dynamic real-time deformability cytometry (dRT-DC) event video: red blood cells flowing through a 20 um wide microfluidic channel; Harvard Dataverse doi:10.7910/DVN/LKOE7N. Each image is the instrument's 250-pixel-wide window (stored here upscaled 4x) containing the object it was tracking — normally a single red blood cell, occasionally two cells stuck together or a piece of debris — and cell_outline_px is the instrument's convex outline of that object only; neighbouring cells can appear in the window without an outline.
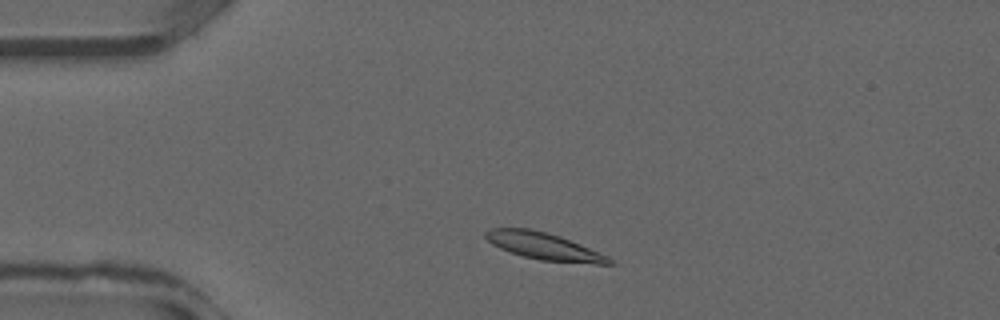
{"species": "common noctule bat (a hibernating species)", "species_latin": "Nyctalus noctula", "temperature_condition": "warm", "stored_images_in_passage": 30, "camera_frame_rate_fps": 3000, "um_per_image_px": 0.085, "animal": {"sex": "male", "forearm_length_mm": 52.5}, "frame": {"image": 1, "passage_image": 2, "time_ms": 0.333, "image_size_px": [1000, 320], "cell_outline_px": [[616, 264], [596, 264], [540, 260], [524, 256], [500, 248], [492, 244], [484, 236], [484, 232], [488, 228], [528, 228], [548, 232], [560, 236], [600, 252], [608, 256]], "centroid_in_image_um": [46.24, 20.92], "position_along_channel_um": 38.8, "area_um2": 19.48}}
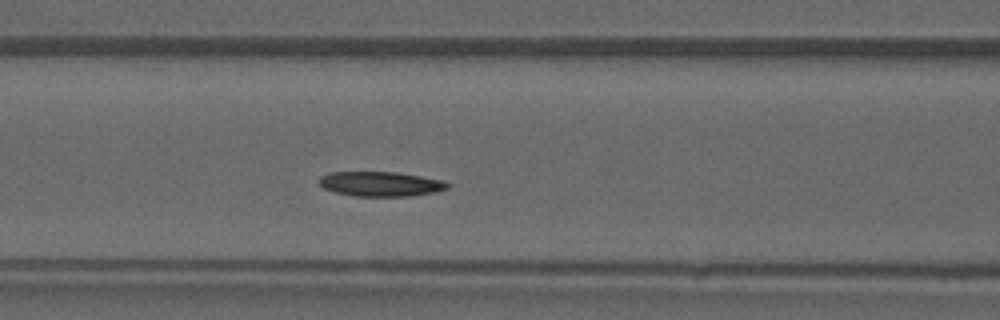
{"frame": {"image": 2, "passage_image": 9, "time_ms": 2.667, "image_size_px": [1000, 320], "cell_outline_px": [[448, 188], [436, 192], [412, 196], [352, 196], [336, 192], [324, 188], [316, 180], [320, 176], [328, 172], [396, 172], [444, 180], [448, 184]], "centroid_in_image_um": [32.32, 15.63], "position_along_channel_um": 134.3, "area_um2": 18.61}}
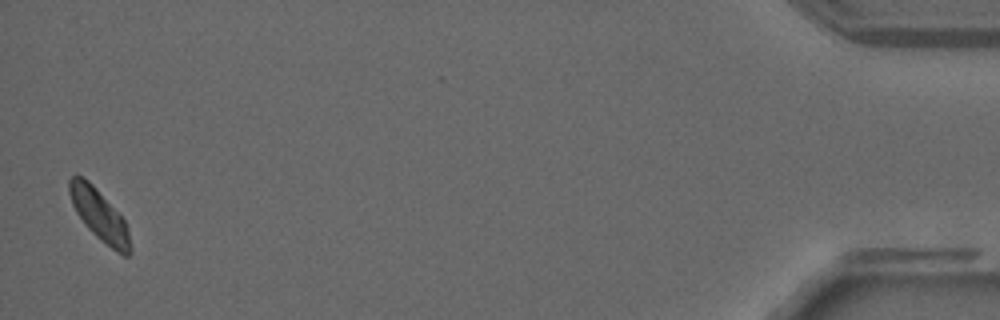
{"frame": {"image": 3, "passage_image": 30, "time_ms": 9.667, "image_size_px": [1000, 320], "cell_outline_px": [[132, 252], [128, 256], [124, 256], [116, 252], [100, 240], [88, 228], [76, 212], [72, 204], [68, 192], [68, 180], [72, 176], [80, 176], [88, 180], [96, 188], [124, 220], [128, 228], [132, 248]], "centroid_in_image_um": [8.45, 18.31], "position_along_channel_um": 426.7, "area_um2": 18.09}}